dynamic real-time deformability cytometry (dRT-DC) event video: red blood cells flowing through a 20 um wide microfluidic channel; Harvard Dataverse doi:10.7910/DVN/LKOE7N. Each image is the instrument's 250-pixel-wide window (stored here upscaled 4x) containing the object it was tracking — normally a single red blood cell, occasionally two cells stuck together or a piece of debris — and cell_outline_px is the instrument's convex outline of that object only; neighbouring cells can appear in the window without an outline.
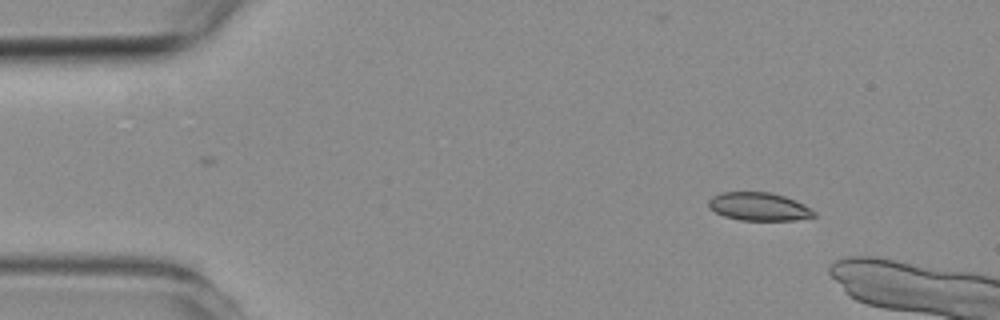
{"species": "common noctule bat (a hibernating species)", "species_latin": "Nyctalus noctula", "temperature_condition": "room temperature", "stored_images_in_passage": 5, "camera_frame_rate_fps": 3000, "um_per_image_px": 0.085, "animal": {"sex": "female", "body_mass_g": 19.3, "forearm_length_mm": 54.1}, "frame": {"image": 1, "passage_image": 2, "time_ms": 1.333, "image_size_px": [1000, 320], "cell_outline_px": [[816, 216], [796, 220], [740, 220], [724, 216], [708, 208], [708, 200], [712, 196], [720, 192], [768, 192], [784, 196], [804, 204], [816, 212]], "centroid_in_image_um": [64.49, 17.56], "position_along_channel_um": 20.5, "area_um2": 17.34}}